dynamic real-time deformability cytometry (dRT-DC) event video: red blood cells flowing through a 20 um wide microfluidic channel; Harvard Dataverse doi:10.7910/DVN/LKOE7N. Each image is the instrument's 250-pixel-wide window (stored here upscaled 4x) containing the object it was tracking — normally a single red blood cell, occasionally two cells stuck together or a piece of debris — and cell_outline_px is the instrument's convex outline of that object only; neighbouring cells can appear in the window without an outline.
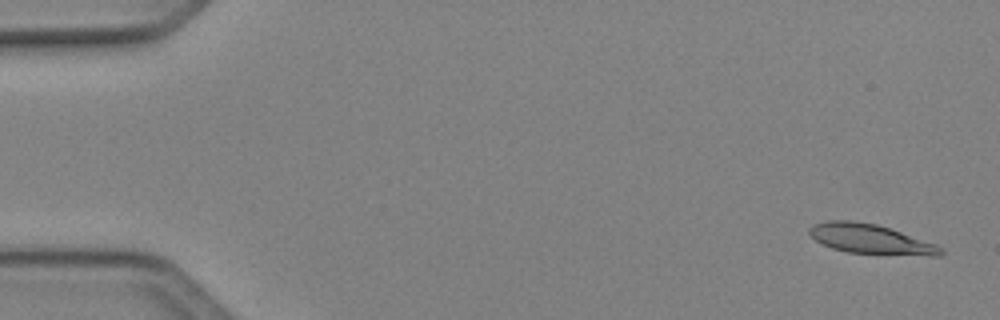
{"species": "Egyptian fruit bat (a non-hibernating species)", "species_latin": "Rousettus aegyptiacus", "temperature_condition": "cold", "stored_images_in_passage": 49, "camera_frame_rate_fps": 3000, "um_per_image_px": 0.085, "animal": {"sex": "female"}, "frame": {"image": 1, "passage_image": 2, "time_ms": 0.333, "image_size_px": [1000, 320], "cell_outline_px": [[944, 252], [940, 256], [932, 256], [848, 252], [832, 248], [816, 240], [808, 232], [808, 228], [816, 224], [828, 220], [852, 220], [876, 224], [936, 244], [944, 248]], "centroid_in_image_um": [74.01, 20.32], "position_along_channel_um": 11.0, "area_um2": 22.43}}
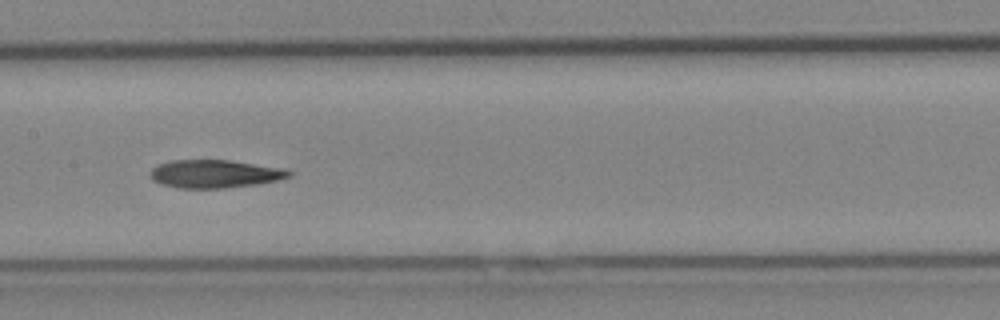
{"frame": {"image": 2, "passage_image": 25, "time_ms": 8.0, "image_size_px": [1000, 320], "cell_outline_px": [[292, 176], [280, 180], [256, 184], [224, 188], [176, 188], [160, 184], [152, 180], [148, 172], [156, 164], [168, 160], [228, 160], [284, 168], [292, 172]], "centroid_in_image_um": [18.21, 14.77], "position_along_channel_um": 189.2, "area_um2": 23.0}}
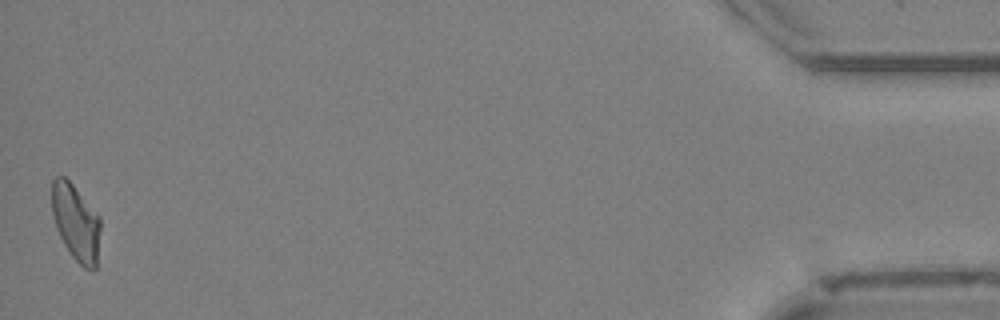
{"frame": {"image": 3, "passage_image": 49, "time_ms": 16.0, "image_size_px": [1000, 320], "cell_outline_px": [[100, 228], [96, 268], [84, 268], [72, 256], [64, 244], [56, 228], [52, 216], [52, 180], [56, 176], [64, 176], [72, 184], [100, 216]], "centroid_in_image_um": [6.44, 18.89], "position_along_channel_um": 428.8, "area_um2": 21.44}, "authors_computed_cell_mechanics": {"area_um2": 22.7154, "velocity_mm_per_s": 4.13, "shape_relaxation_time_tau1_ms": 10.8573, "shape_relaxation_time_tau2_ms": 4.3708, "deformation_change_tau1": 0.261, "deformation_change_tau2": 0.1187}}